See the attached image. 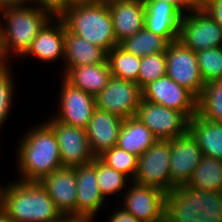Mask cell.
Masks as SVG:
<instances>
[{"instance_id": "obj_27", "label": "cell", "mask_w": 222, "mask_h": 222, "mask_svg": "<svg viewBox=\"0 0 222 222\" xmlns=\"http://www.w3.org/2000/svg\"><path fill=\"white\" fill-rule=\"evenodd\" d=\"M169 44L164 37L156 35L151 30L143 27L133 36L121 41L119 46L127 53L144 57L154 53H165Z\"/></svg>"}, {"instance_id": "obj_39", "label": "cell", "mask_w": 222, "mask_h": 222, "mask_svg": "<svg viewBox=\"0 0 222 222\" xmlns=\"http://www.w3.org/2000/svg\"><path fill=\"white\" fill-rule=\"evenodd\" d=\"M101 0H66L65 3V12L66 10L73 8V7H80V6H86V5H93Z\"/></svg>"}, {"instance_id": "obj_9", "label": "cell", "mask_w": 222, "mask_h": 222, "mask_svg": "<svg viewBox=\"0 0 222 222\" xmlns=\"http://www.w3.org/2000/svg\"><path fill=\"white\" fill-rule=\"evenodd\" d=\"M178 41L194 52L222 46V28L201 8L184 14Z\"/></svg>"}, {"instance_id": "obj_1", "label": "cell", "mask_w": 222, "mask_h": 222, "mask_svg": "<svg viewBox=\"0 0 222 222\" xmlns=\"http://www.w3.org/2000/svg\"><path fill=\"white\" fill-rule=\"evenodd\" d=\"M30 128L20 139L16 150L19 174L15 180L39 182L63 166L53 129L45 121Z\"/></svg>"}, {"instance_id": "obj_38", "label": "cell", "mask_w": 222, "mask_h": 222, "mask_svg": "<svg viewBox=\"0 0 222 222\" xmlns=\"http://www.w3.org/2000/svg\"><path fill=\"white\" fill-rule=\"evenodd\" d=\"M142 1H164L169 2L176 6L183 14L193 10L194 7L188 2V0H142Z\"/></svg>"}, {"instance_id": "obj_32", "label": "cell", "mask_w": 222, "mask_h": 222, "mask_svg": "<svg viewBox=\"0 0 222 222\" xmlns=\"http://www.w3.org/2000/svg\"><path fill=\"white\" fill-rule=\"evenodd\" d=\"M204 83L222 79V46L196 52Z\"/></svg>"}, {"instance_id": "obj_40", "label": "cell", "mask_w": 222, "mask_h": 222, "mask_svg": "<svg viewBox=\"0 0 222 222\" xmlns=\"http://www.w3.org/2000/svg\"><path fill=\"white\" fill-rule=\"evenodd\" d=\"M28 4V0H0V10L8 7H15Z\"/></svg>"}, {"instance_id": "obj_26", "label": "cell", "mask_w": 222, "mask_h": 222, "mask_svg": "<svg viewBox=\"0 0 222 222\" xmlns=\"http://www.w3.org/2000/svg\"><path fill=\"white\" fill-rule=\"evenodd\" d=\"M185 186L205 192H222V160L203 155Z\"/></svg>"}, {"instance_id": "obj_14", "label": "cell", "mask_w": 222, "mask_h": 222, "mask_svg": "<svg viewBox=\"0 0 222 222\" xmlns=\"http://www.w3.org/2000/svg\"><path fill=\"white\" fill-rule=\"evenodd\" d=\"M142 99L183 112L189 119L197 113V98L168 75L146 85Z\"/></svg>"}, {"instance_id": "obj_31", "label": "cell", "mask_w": 222, "mask_h": 222, "mask_svg": "<svg viewBox=\"0 0 222 222\" xmlns=\"http://www.w3.org/2000/svg\"><path fill=\"white\" fill-rule=\"evenodd\" d=\"M98 157L109 167L123 173L133 181L138 165V157L136 155L116 145L111 149L105 150Z\"/></svg>"}, {"instance_id": "obj_11", "label": "cell", "mask_w": 222, "mask_h": 222, "mask_svg": "<svg viewBox=\"0 0 222 222\" xmlns=\"http://www.w3.org/2000/svg\"><path fill=\"white\" fill-rule=\"evenodd\" d=\"M95 99L97 109L127 119L135 116L142 91L135 82L111 76L107 86Z\"/></svg>"}, {"instance_id": "obj_21", "label": "cell", "mask_w": 222, "mask_h": 222, "mask_svg": "<svg viewBox=\"0 0 222 222\" xmlns=\"http://www.w3.org/2000/svg\"><path fill=\"white\" fill-rule=\"evenodd\" d=\"M122 124L121 117L95 109L86 128L90 149L95 157L117 145Z\"/></svg>"}, {"instance_id": "obj_25", "label": "cell", "mask_w": 222, "mask_h": 222, "mask_svg": "<svg viewBox=\"0 0 222 222\" xmlns=\"http://www.w3.org/2000/svg\"><path fill=\"white\" fill-rule=\"evenodd\" d=\"M156 140L153 133L139 119L132 116L123 119L117 146L139 157Z\"/></svg>"}, {"instance_id": "obj_29", "label": "cell", "mask_w": 222, "mask_h": 222, "mask_svg": "<svg viewBox=\"0 0 222 222\" xmlns=\"http://www.w3.org/2000/svg\"><path fill=\"white\" fill-rule=\"evenodd\" d=\"M197 113L207 120L222 123V79L205 84L197 99Z\"/></svg>"}, {"instance_id": "obj_7", "label": "cell", "mask_w": 222, "mask_h": 222, "mask_svg": "<svg viewBox=\"0 0 222 222\" xmlns=\"http://www.w3.org/2000/svg\"><path fill=\"white\" fill-rule=\"evenodd\" d=\"M165 56L166 75L198 99L205 83L199 70L196 52L176 40L168 45Z\"/></svg>"}, {"instance_id": "obj_23", "label": "cell", "mask_w": 222, "mask_h": 222, "mask_svg": "<svg viewBox=\"0 0 222 222\" xmlns=\"http://www.w3.org/2000/svg\"><path fill=\"white\" fill-rule=\"evenodd\" d=\"M62 77L72 86L79 88L93 96L98 95L111 78L108 61L74 67L62 73Z\"/></svg>"}, {"instance_id": "obj_42", "label": "cell", "mask_w": 222, "mask_h": 222, "mask_svg": "<svg viewBox=\"0 0 222 222\" xmlns=\"http://www.w3.org/2000/svg\"><path fill=\"white\" fill-rule=\"evenodd\" d=\"M207 0H188L194 8H200Z\"/></svg>"}, {"instance_id": "obj_20", "label": "cell", "mask_w": 222, "mask_h": 222, "mask_svg": "<svg viewBox=\"0 0 222 222\" xmlns=\"http://www.w3.org/2000/svg\"><path fill=\"white\" fill-rule=\"evenodd\" d=\"M107 4L118 43L144 27L145 5L142 0H107Z\"/></svg>"}, {"instance_id": "obj_12", "label": "cell", "mask_w": 222, "mask_h": 222, "mask_svg": "<svg viewBox=\"0 0 222 222\" xmlns=\"http://www.w3.org/2000/svg\"><path fill=\"white\" fill-rule=\"evenodd\" d=\"M45 122L56 136L63 167L86 165L94 160L95 155L90 149L86 129L63 124L52 115Z\"/></svg>"}, {"instance_id": "obj_5", "label": "cell", "mask_w": 222, "mask_h": 222, "mask_svg": "<svg viewBox=\"0 0 222 222\" xmlns=\"http://www.w3.org/2000/svg\"><path fill=\"white\" fill-rule=\"evenodd\" d=\"M60 18L71 33L85 38L107 53L119 45L113 32L107 0L70 8Z\"/></svg>"}, {"instance_id": "obj_10", "label": "cell", "mask_w": 222, "mask_h": 222, "mask_svg": "<svg viewBox=\"0 0 222 222\" xmlns=\"http://www.w3.org/2000/svg\"><path fill=\"white\" fill-rule=\"evenodd\" d=\"M125 194V195H124ZM122 195V205L142 222H163L166 193L158 188L131 181Z\"/></svg>"}, {"instance_id": "obj_6", "label": "cell", "mask_w": 222, "mask_h": 222, "mask_svg": "<svg viewBox=\"0 0 222 222\" xmlns=\"http://www.w3.org/2000/svg\"><path fill=\"white\" fill-rule=\"evenodd\" d=\"M170 158L171 141L157 139L138 157L137 171L133 181L158 188L165 193L171 192Z\"/></svg>"}, {"instance_id": "obj_28", "label": "cell", "mask_w": 222, "mask_h": 222, "mask_svg": "<svg viewBox=\"0 0 222 222\" xmlns=\"http://www.w3.org/2000/svg\"><path fill=\"white\" fill-rule=\"evenodd\" d=\"M111 76L138 84L141 57L127 53L119 45L107 53Z\"/></svg>"}, {"instance_id": "obj_18", "label": "cell", "mask_w": 222, "mask_h": 222, "mask_svg": "<svg viewBox=\"0 0 222 222\" xmlns=\"http://www.w3.org/2000/svg\"><path fill=\"white\" fill-rule=\"evenodd\" d=\"M65 23L61 18H51L32 41L22 58L32 56L38 61L49 63L65 59ZM27 56V57H26Z\"/></svg>"}, {"instance_id": "obj_44", "label": "cell", "mask_w": 222, "mask_h": 222, "mask_svg": "<svg viewBox=\"0 0 222 222\" xmlns=\"http://www.w3.org/2000/svg\"><path fill=\"white\" fill-rule=\"evenodd\" d=\"M4 65H6V63L4 62L3 57L1 55V51H0V67H2Z\"/></svg>"}, {"instance_id": "obj_33", "label": "cell", "mask_w": 222, "mask_h": 222, "mask_svg": "<svg viewBox=\"0 0 222 222\" xmlns=\"http://www.w3.org/2000/svg\"><path fill=\"white\" fill-rule=\"evenodd\" d=\"M166 75L165 53H154L141 57L138 73V86L142 90L146 85Z\"/></svg>"}, {"instance_id": "obj_2", "label": "cell", "mask_w": 222, "mask_h": 222, "mask_svg": "<svg viewBox=\"0 0 222 222\" xmlns=\"http://www.w3.org/2000/svg\"><path fill=\"white\" fill-rule=\"evenodd\" d=\"M0 208L12 222H55L63 216L39 182L1 186Z\"/></svg>"}, {"instance_id": "obj_3", "label": "cell", "mask_w": 222, "mask_h": 222, "mask_svg": "<svg viewBox=\"0 0 222 222\" xmlns=\"http://www.w3.org/2000/svg\"><path fill=\"white\" fill-rule=\"evenodd\" d=\"M51 18L47 12L30 4L1 9L0 51L4 62L8 64V57H23Z\"/></svg>"}, {"instance_id": "obj_13", "label": "cell", "mask_w": 222, "mask_h": 222, "mask_svg": "<svg viewBox=\"0 0 222 222\" xmlns=\"http://www.w3.org/2000/svg\"><path fill=\"white\" fill-rule=\"evenodd\" d=\"M61 80L59 111L52 117L63 124L86 129L96 109L95 96L72 86L63 77Z\"/></svg>"}, {"instance_id": "obj_37", "label": "cell", "mask_w": 222, "mask_h": 222, "mask_svg": "<svg viewBox=\"0 0 222 222\" xmlns=\"http://www.w3.org/2000/svg\"><path fill=\"white\" fill-rule=\"evenodd\" d=\"M115 211L113 212V210L111 211V214H108L109 217L108 222H142L140 220H138L137 218H135L131 213H128L124 208L120 207L116 209H114Z\"/></svg>"}, {"instance_id": "obj_34", "label": "cell", "mask_w": 222, "mask_h": 222, "mask_svg": "<svg viewBox=\"0 0 222 222\" xmlns=\"http://www.w3.org/2000/svg\"><path fill=\"white\" fill-rule=\"evenodd\" d=\"M11 65L6 64L0 67V129L3 128L5 121L10 117L12 102L15 101L14 77L13 71H10ZM14 93V94H13ZM4 123V124H3ZM1 132V131H0Z\"/></svg>"}, {"instance_id": "obj_16", "label": "cell", "mask_w": 222, "mask_h": 222, "mask_svg": "<svg viewBox=\"0 0 222 222\" xmlns=\"http://www.w3.org/2000/svg\"><path fill=\"white\" fill-rule=\"evenodd\" d=\"M170 173L172 190L186 185L201 162L203 153L189 132L171 139Z\"/></svg>"}, {"instance_id": "obj_41", "label": "cell", "mask_w": 222, "mask_h": 222, "mask_svg": "<svg viewBox=\"0 0 222 222\" xmlns=\"http://www.w3.org/2000/svg\"><path fill=\"white\" fill-rule=\"evenodd\" d=\"M55 222H92L90 219L77 216H62Z\"/></svg>"}, {"instance_id": "obj_43", "label": "cell", "mask_w": 222, "mask_h": 222, "mask_svg": "<svg viewBox=\"0 0 222 222\" xmlns=\"http://www.w3.org/2000/svg\"><path fill=\"white\" fill-rule=\"evenodd\" d=\"M0 222H12L1 208H0Z\"/></svg>"}, {"instance_id": "obj_8", "label": "cell", "mask_w": 222, "mask_h": 222, "mask_svg": "<svg viewBox=\"0 0 222 222\" xmlns=\"http://www.w3.org/2000/svg\"><path fill=\"white\" fill-rule=\"evenodd\" d=\"M135 117L160 140H171L188 132L189 118L180 111L140 100Z\"/></svg>"}, {"instance_id": "obj_35", "label": "cell", "mask_w": 222, "mask_h": 222, "mask_svg": "<svg viewBox=\"0 0 222 222\" xmlns=\"http://www.w3.org/2000/svg\"><path fill=\"white\" fill-rule=\"evenodd\" d=\"M28 3L47 12L52 18H60L65 13L66 0H28Z\"/></svg>"}, {"instance_id": "obj_22", "label": "cell", "mask_w": 222, "mask_h": 222, "mask_svg": "<svg viewBox=\"0 0 222 222\" xmlns=\"http://www.w3.org/2000/svg\"><path fill=\"white\" fill-rule=\"evenodd\" d=\"M65 59L63 73L74 67L105 62L107 52L85 38L71 33L65 26Z\"/></svg>"}, {"instance_id": "obj_24", "label": "cell", "mask_w": 222, "mask_h": 222, "mask_svg": "<svg viewBox=\"0 0 222 222\" xmlns=\"http://www.w3.org/2000/svg\"><path fill=\"white\" fill-rule=\"evenodd\" d=\"M188 132L203 155L222 160V123L207 120L196 113L189 119Z\"/></svg>"}, {"instance_id": "obj_15", "label": "cell", "mask_w": 222, "mask_h": 222, "mask_svg": "<svg viewBox=\"0 0 222 222\" xmlns=\"http://www.w3.org/2000/svg\"><path fill=\"white\" fill-rule=\"evenodd\" d=\"M39 183L63 216H77L76 167H62Z\"/></svg>"}, {"instance_id": "obj_30", "label": "cell", "mask_w": 222, "mask_h": 222, "mask_svg": "<svg viewBox=\"0 0 222 222\" xmlns=\"http://www.w3.org/2000/svg\"><path fill=\"white\" fill-rule=\"evenodd\" d=\"M97 183L105 199L111 195H122L131 180L121 172L109 167L99 157H96ZM122 192V193H121Z\"/></svg>"}, {"instance_id": "obj_19", "label": "cell", "mask_w": 222, "mask_h": 222, "mask_svg": "<svg viewBox=\"0 0 222 222\" xmlns=\"http://www.w3.org/2000/svg\"><path fill=\"white\" fill-rule=\"evenodd\" d=\"M144 27L164 37L169 43L178 40L183 13L173 4L164 1H143Z\"/></svg>"}, {"instance_id": "obj_4", "label": "cell", "mask_w": 222, "mask_h": 222, "mask_svg": "<svg viewBox=\"0 0 222 222\" xmlns=\"http://www.w3.org/2000/svg\"><path fill=\"white\" fill-rule=\"evenodd\" d=\"M166 222H222V192L200 191L185 185L165 195Z\"/></svg>"}, {"instance_id": "obj_36", "label": "cell", "mask_w": 222, "mask_h": 222, "mask_svg": "<svg viewBox=\"0 0 222 222\" xmlns=\"http://www.w3.org/2000/svg\"><path fill=\"white\" fill-rule=\"evenodd\" d=\"M200 8L222 28V0H207Z\"/></svg>"}, {"instance_id": "obj_17", "label": "cell", "mask_w": 222, "mask_h": 222, "mask_svg": "<svg viewBox=\"0 0 222 222\" xmlns=\"http://www.w3.org/2000/svg\"><path fill=\"white\" fill-rule=\"evenodd\" d=\"M76 181L77 217L94 222L106 203L97 183L96 157L90 164L76 166Z\"/></svg>"}]
</instances>
